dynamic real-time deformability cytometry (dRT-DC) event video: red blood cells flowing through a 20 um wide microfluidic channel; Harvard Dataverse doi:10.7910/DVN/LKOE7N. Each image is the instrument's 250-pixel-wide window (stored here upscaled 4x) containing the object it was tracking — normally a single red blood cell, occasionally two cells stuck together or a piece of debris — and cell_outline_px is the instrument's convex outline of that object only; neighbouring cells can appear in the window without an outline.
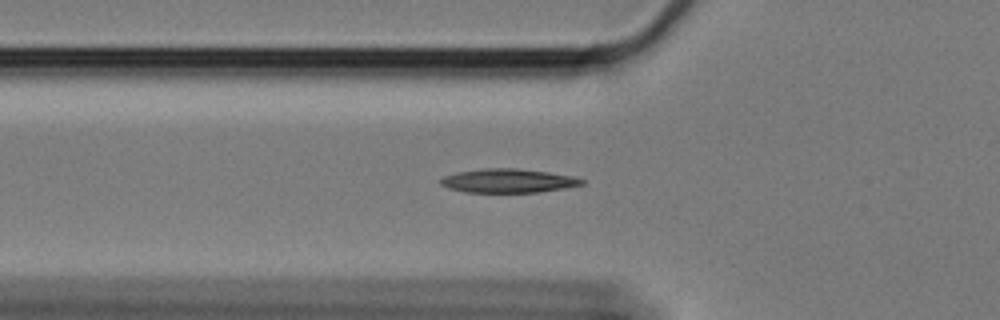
{"species": "Egyptian fruit bat (a non-hibernating species)", "species_latin": "Rousettus aegyptiacus", "temperature_condition": "cold", "stored_images_in_passage": 56, "camera_frame_rate_fps": 3000, "um_per_image_px": 0.085, "animal": {"sex": "female"}, "frame": {"image": 1, "passage_image": 18, "time_ms": 5.667, "image_size_px": [1000, 320], "cell_outline_px": [[584, 184], [564, 188], [540, 192], [464, 192], [448, 188], [440, 184], [440, 180], [444, 176], [456, 172], [484, 168], [516, 168], [548, 172], [572, 176], [584, 180]], "centroid_in_image_um": [43.17, 15.36], "position_along_channel_um": 82.6, "area_um2": 19.59}}
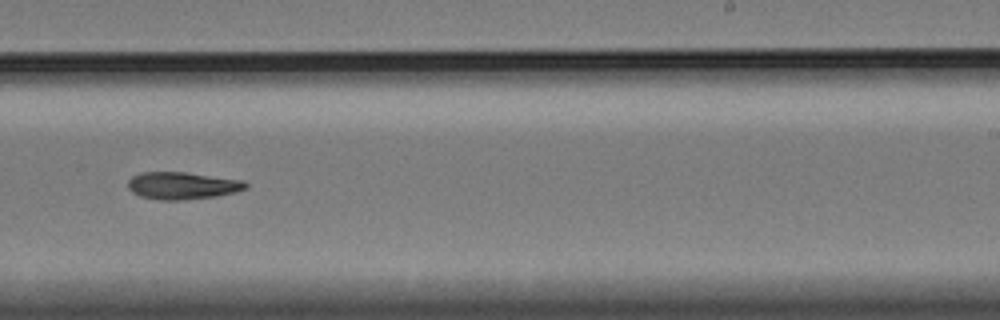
{"frame": {"image": 2, "passage_image": 35, "time_ms": 11.333, "image_size_px": [1000, 320], "cell_outline_px": [[248, 188], [236, 192], [216, 196], [184, 200], [156, 200], [140, 196], [132, 192], [128, 188], [128, 180], [132, 176], [140, 172], [188, 172], [244, 180], [248, 184]], "centroid_in_image_um": [15.51, 15.77], "position_along_channel_um": 273.5, "area_um2": 19.02}}
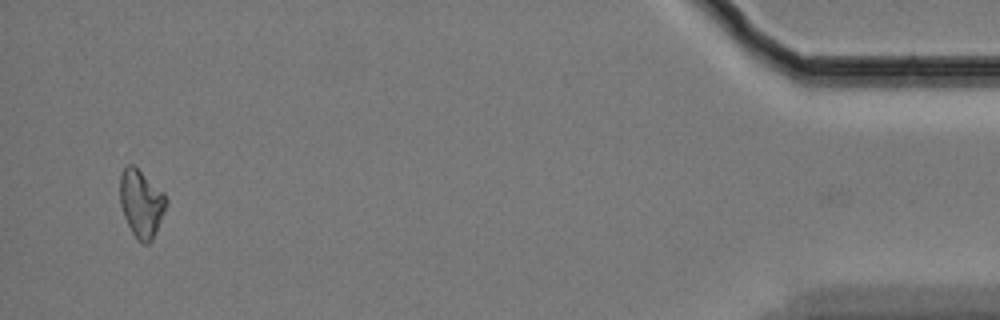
{"frame": {"image": 3, "passage_image": 55, "time_ms": 18.0, "image_size_px": [1000, 320], "cell_outline_px": [[168, 204], [152, 240], [148, 244], [140, 244], [136, 240], [124, 216], [120, 204], [120, 176], [124, 168], [128, 164], [132, 164], [164, 192], [168, 200]], "centroid_in_image_um": [12.02, 17.32], "position_along_channel_um": 423.2, "area_um2": 18.26}}